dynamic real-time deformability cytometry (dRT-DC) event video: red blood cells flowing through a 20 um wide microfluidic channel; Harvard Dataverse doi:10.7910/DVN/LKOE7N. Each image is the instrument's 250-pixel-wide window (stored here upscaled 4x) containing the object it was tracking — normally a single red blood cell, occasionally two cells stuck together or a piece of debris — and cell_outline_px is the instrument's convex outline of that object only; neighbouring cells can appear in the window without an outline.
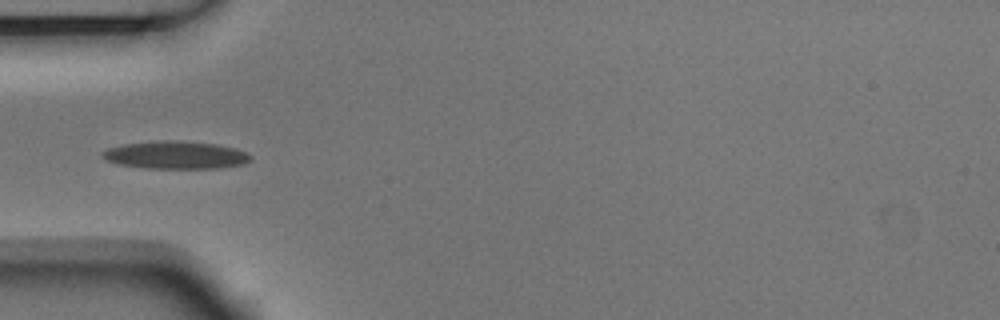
{"species": "Egyptian fruit bat (a non-hibernating species)", "species_latin": "Rousettus aegyptiacus", "temperature_condition": "room temperature", "stored_images_in_passage": 8, "camera_frame_rate_fps": 3000, "um_per_image_px": 0.085, "animal": {"sex": "male"}, "frame": {"image": 1, "passage_image": 5, "time_ms": 1.333, "image_size_px": [1000, 320], "cell_outline_px": [[252, 160], [244, 164], [220, 168], [144, 168], [116, 164], [100, 156], [100, 152], [108, 148], [124, 144], [160, 140], [180, 140], [216, 144], [236, 148], [248, 152], [252, 156]], "centroid_in_image_um": [14.95, 13.17], "position_along_channel_um": 70.1, "area_um2": 24.28}}
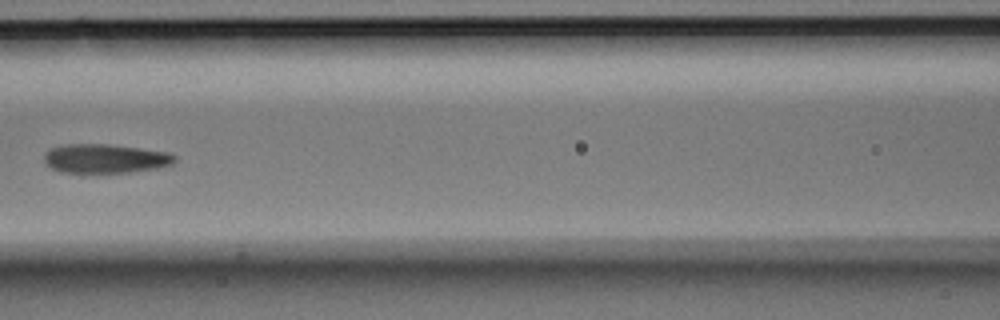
{"frame": {"image": 2, "passage_image": 7, "time_ms": 2.0, "image_size_px": [1000, 320], "cell_outline_px": [[176, 160], [172, 164], [156, 168], [128, 172], [60, 172], [52, 168], [44, 160], [44, 152], [48, 148], [68, 144], [104, 144], [140, 148], [172, 152], [176, 156]], "centroid_in_image_um": [8.95, 13.46], "position_along_channel_um": 157.6, "area_um2": 22.08}}
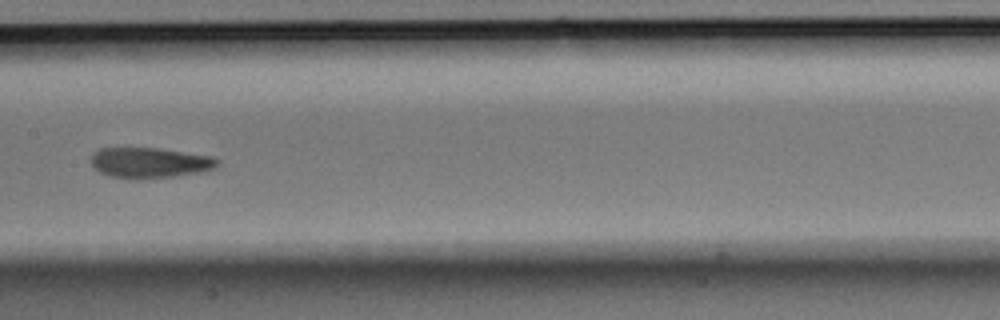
{"frame": {"image": 3, "passage_image": 8, "time_ms": 2.333, "image_size_px": [1000, 320], "cell_outline_px": [[220, 160], [216, 168], [200, 172], [172, 176], [136, 180], [128, 180], [112, 176], [100, 172], [92, 164], [92, 152], [100, 148], [160, 148], [212, 156]], "centroid_in_image_um": [12.74, 13.83], "position_along_channel_um": 194.7, "area_um2": 22.6}}